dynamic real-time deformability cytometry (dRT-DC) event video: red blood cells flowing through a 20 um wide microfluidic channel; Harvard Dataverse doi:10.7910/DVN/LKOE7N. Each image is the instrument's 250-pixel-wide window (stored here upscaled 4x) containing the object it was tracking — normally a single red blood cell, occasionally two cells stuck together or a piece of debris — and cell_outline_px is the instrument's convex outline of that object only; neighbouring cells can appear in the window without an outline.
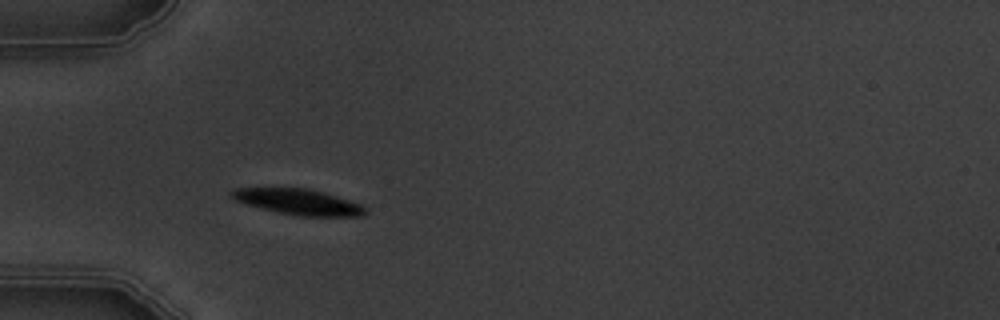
{"species": "common noctule bat (a hibernating species)", "species_latin": "Nyctalus noctula", "temperature_condition": "warm", "stored_images_in_passage": 3, "camera_frame_rate_fps": 3000, "um_per_image_px": 0.085, "animal": {"sex": "male", "body_mass_g": 19.5, "forearm_length_mm": 54.6}, "frame": {"image": 1, "passage_image": 2, "time_ms": 2.0, "image_size_px": [1000, 320], "cell_outline_px": [[368, 212], [364, 216], [296, 216], [276, 212], [248, 204], [236, 200], [228, 196], [228, 192], [232, 188], [308, 188], [336, 196], [360, 204], [368, 208]], "centroid_in_image_um": [25.35, 17.16], "position_along_channel_um": 59.6, "area_um2": 20.11}}